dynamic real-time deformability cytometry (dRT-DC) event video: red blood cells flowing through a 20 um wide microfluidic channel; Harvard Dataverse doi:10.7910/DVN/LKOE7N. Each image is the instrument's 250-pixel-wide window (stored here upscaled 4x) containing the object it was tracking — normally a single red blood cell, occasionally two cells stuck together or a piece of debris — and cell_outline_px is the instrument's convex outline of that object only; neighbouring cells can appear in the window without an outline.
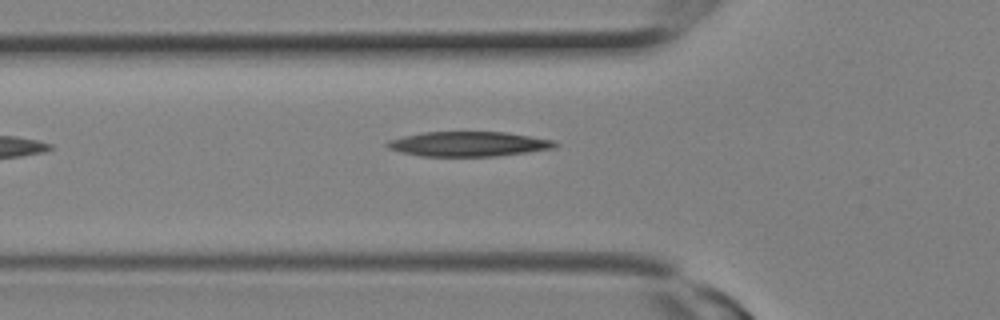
{"species": "Egyptian fruit bat (a non-hibernating species)", "species_latin": "Rousettus aegyptiacus", "temperature_condition": "room temperature", "stored_images_in_passage": 8, "camera_frame_rate_fps": 3000, "um_per_image_px": 0.085, "animal": {"sex": "female"}, "frame": {"image": 1, "passage_image": 8, "time_ms": 2.333, "image_size_px": [1000, 320], "cell_outline_px": [[560, 144], [556, 148], [496, 156], [420, 156], [400, 152], [388, 148], [384, 144], [388, 140], [420, 132], [504, 132], [552, 140]], "centroid_in_image_um": [39.78, 12.24], "position_along_channel_um": 86.0, "area_um2": 24.22}}